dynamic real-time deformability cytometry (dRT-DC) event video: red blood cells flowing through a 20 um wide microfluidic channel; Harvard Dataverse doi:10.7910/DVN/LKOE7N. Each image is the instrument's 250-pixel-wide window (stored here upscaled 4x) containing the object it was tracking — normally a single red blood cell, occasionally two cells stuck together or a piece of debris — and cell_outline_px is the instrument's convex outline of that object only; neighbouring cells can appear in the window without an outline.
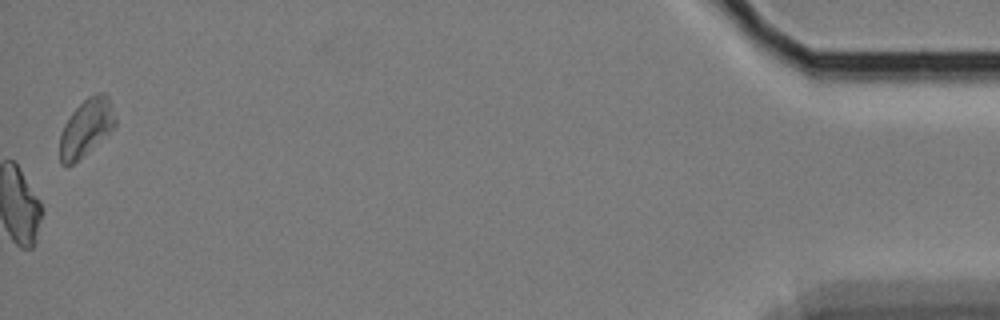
{"species": "Egyptian fruit bat (a non-hibernating species)", "species_latin": "Rousettus aegyptiacus", "temperature_condition": "cold", "stored_images_in_passage": 61, "camera_frame_rate_fps": 3000, "um_per_image_px": 0.085, "animal": {"sex": "female"}, "frame": {"image": 1, "passage_image": 61, "time_ms": 20.0, "image_size_px": [1000, 320], "cell_outline_px": [[116, 128], [72, 164], [60, 164], [60, 132], [64, 124], [72, 112], [88, 96], [96, 92], [104, 92], [108, 96], [112, 104], [116, 120]], "centroid_in_image_um": [7.36, 10.81], "position_along_channel_um": 427.8, "area_um2": 18.5}, "authors_computed_cell_mechanics": {"area_um2": 21.2704, "velocity_mm_per_s": 3.3036, "shape_relaxation_time_tau1_ms": null, "shape_relaxation_time_tau2_ms": 6.978, "deformation_change_tau1": null, "deformation_change_tau2": 0.1277}}